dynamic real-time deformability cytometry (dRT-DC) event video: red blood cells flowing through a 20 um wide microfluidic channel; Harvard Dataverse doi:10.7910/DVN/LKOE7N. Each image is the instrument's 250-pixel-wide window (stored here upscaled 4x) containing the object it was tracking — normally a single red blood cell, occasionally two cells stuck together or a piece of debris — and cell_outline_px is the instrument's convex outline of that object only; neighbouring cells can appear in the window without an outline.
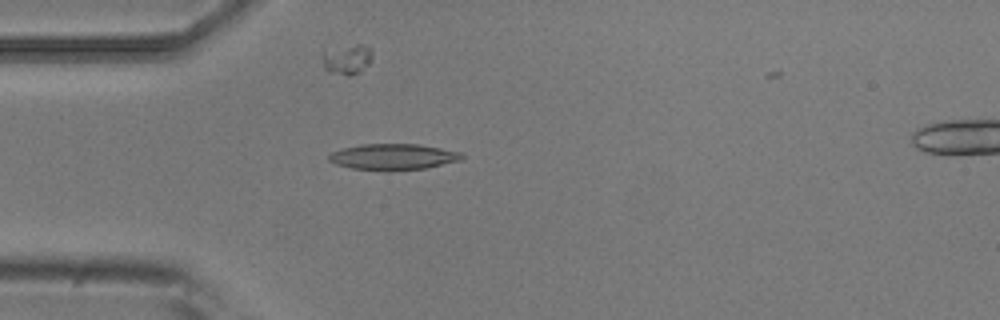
{"species": "common noctule bat (a hibernating species)", "species_latin": "Nyctalus noctula", "temperature_condition": "room temperature", "stored_images_in_passage": 5, "camera_frame_rate_fps": 3000, "um_per_image_px": 0.085, "animal": {"sex": "male", "body_mass_g": 20.5, "forearm_length_mm": 52.5}, "frame": {"image": 1, "passage_image": 4, "time_ms": 1.0, "image_size_px": [1000, 320], "cell_outline_px": [[464, 156], [460, 160], [424, 168], [388, 172], [352, 168], [336, 164], [328, 160], [328, 156], [332, 152], [340, 148], [360, 144], [420, 144], [460, 152]], "centroid_in_image_um": [33.37, 13.33], "position_along_channel_um": 51.6, "area_um2": 20.35}}